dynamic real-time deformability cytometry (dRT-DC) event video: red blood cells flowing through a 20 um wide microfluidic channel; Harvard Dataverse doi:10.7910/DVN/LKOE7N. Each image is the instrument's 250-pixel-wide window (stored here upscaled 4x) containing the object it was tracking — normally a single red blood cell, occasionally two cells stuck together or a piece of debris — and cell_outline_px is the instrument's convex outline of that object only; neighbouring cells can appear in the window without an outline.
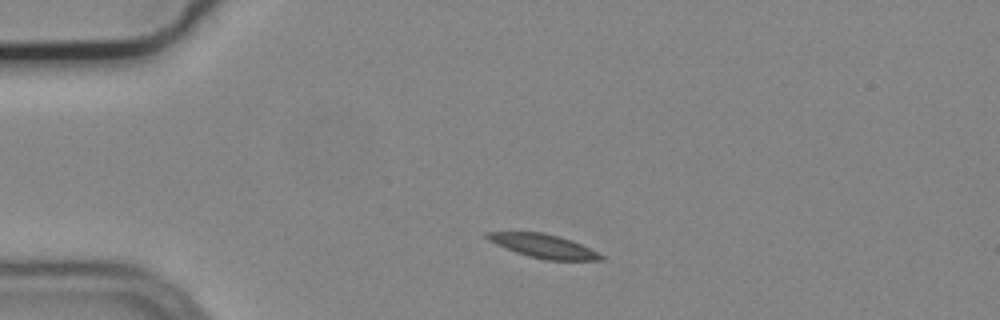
{"species": "common noctule bat (a hibernating species)", "species_latin": "Nyctalus noctula", "temperature_condition": "cold", "stored_images_in_passage": 2, "camera_frame_rate_fps": 3000, "um_per_image_px": 0.085, "animal": {"sex": "male", "body_mass_g": 19.2, "forearm_length_mm": 51.8}, "frame": {"image": 1, "passage_image": 1, "time_ms": 0.0, "image_size_px": [1000, 320], "cell_outline_px": [[604, 260], [544, 260], [528, 256], [516, 252], [496, 244], [488, 240], [484, 236], [484, 232], [544, 232], [560, 236], [572, 240], [604, 256]], "centroid_in_image_um": [46.17, 20.91], "position_along_channel_um": 38.8, "area_um2": 15.66}}